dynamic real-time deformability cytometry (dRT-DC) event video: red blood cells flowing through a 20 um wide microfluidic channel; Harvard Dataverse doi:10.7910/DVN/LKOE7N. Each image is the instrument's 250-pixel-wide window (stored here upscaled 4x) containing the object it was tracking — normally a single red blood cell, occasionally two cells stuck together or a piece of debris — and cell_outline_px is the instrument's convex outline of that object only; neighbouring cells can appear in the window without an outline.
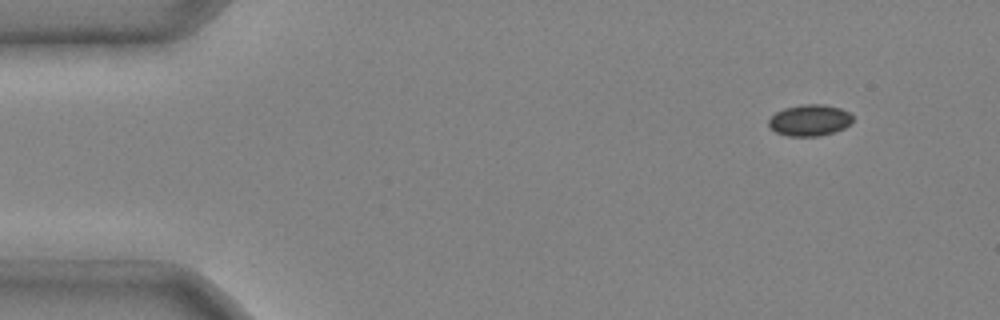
{"species": "common noctule bat (a hibernating species)", "species_latin": "Nyctalus noctula", "temperature_condition": "cold", "stored_images_in_passage": 5, "segment_of_instrument_passage": [2, 2], "camera_frame_rate_fps": 3000, "um_per_image_px": 0.085, "animal": {"sex": "male", "body_mass_g": 20.4}, "frame": {"image": 1, "passage_image": 5, "time_ms": 1.333, "image_size_px": [1000, 320], "cell_outline_px": [[852, 120], [844, 128], [820, 136], [788, 136], [776, 132], [768, 124], [768, 120], [776, 112], [784, 108], [800, 104], [824, 104], [840, 108], [848, 112], [852, 116]], "centroid_in_image_um": [68.8, 10.21], "position_along_channel_um": 16.2, "area_um2": 15.26}}